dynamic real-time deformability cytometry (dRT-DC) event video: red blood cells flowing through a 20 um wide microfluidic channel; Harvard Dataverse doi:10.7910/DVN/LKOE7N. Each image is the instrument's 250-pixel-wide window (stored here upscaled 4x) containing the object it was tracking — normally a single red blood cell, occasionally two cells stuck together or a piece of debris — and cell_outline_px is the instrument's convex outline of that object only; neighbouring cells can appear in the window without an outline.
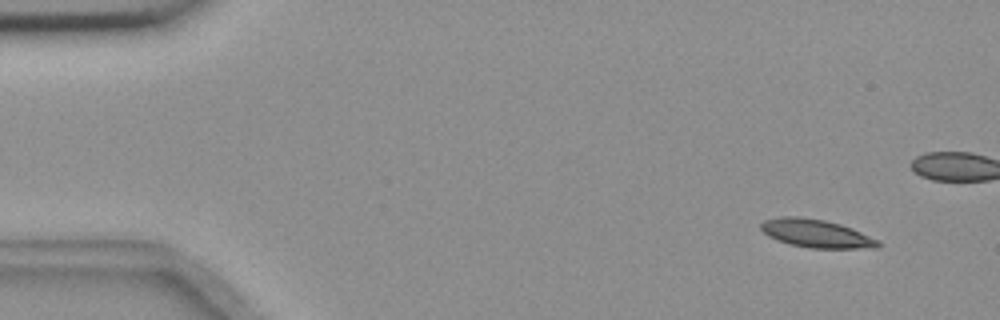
{"species": "common noctule bat (a hibernating species)", "species_latin": "Nyctalus noctula", "temperature_condition": "room temperature", "stored_images_in_passage": 6, "camera_frame_rate_fps": 3000, "um_per_image_px": 0.085, "animal": {"sex": "female", "body_mass_g": 18.4}, "frame": {"image": 1, "passage_image": 1, "time_ms": 0.0, "image_size_px": [1000, 320], "cell_outline_px": [[880, 248], [808, 248], [788, 244], [776, 240], [768, 236], [760, 228], [760, 224], [764, 220], [780, 216], [800, 216], [824, 220], [840, 224], [852, 228], [880, 240]], "centroid_in_image_um": [69.38, 19.85], "position_along_channel_um": 15.6, "area_um2": 19.48}}